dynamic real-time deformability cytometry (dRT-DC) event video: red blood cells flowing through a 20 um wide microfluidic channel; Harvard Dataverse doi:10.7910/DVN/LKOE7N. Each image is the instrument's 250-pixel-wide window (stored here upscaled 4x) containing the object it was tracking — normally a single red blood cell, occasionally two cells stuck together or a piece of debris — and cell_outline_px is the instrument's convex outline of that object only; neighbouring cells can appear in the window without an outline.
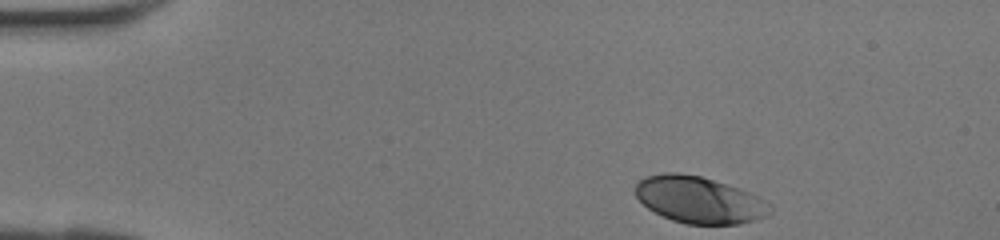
{"species": "human", "species_latin": "Homo sapiens", "temperature_condition": "room temperature", "stored_images_in_passage": 31, "camera_frame_rate_fps": 3000, "um_per_image_px": 0.085, "donor": {"sex": "female"}, "frame": {"image": 1, "passage_image": 1, "time_ms": 0.0, "image_size_px": [1000, 240], "cell_outline_px": [[772, 212], [756, 220], [740, 224], [688, 224], [672, 220], [648, 208], [636, 196], [636, 184], [644, 176], [664, 172], [680, 172], [700, 176], [740, 188], [772, 204]], "centroid_in_image_um": [59.45, 16.98], "position_along_channel_um": 25.6, "area_um2": 36.59}}
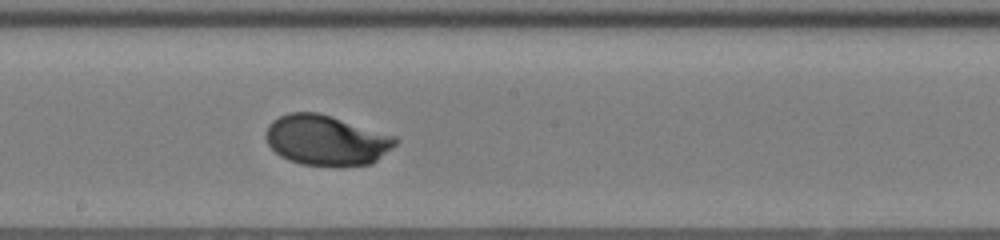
{"frame": {"image": 2, "passage_image": 18, "time_ms": 5.667, "image_size_px": [1000, 240], "cell_outline_px": [[400, 140], [396, 144], [372, 164], [340, 168], [300, 164], [288, 160], [280, 156], [268, 144], [264, 136], [264, 132], [268, 124], [272, 120], [288, 112], [316, 112], [332, 116], [396, 136]], "centroid_in_image_um": [27.73, 11.94], "position_along_channel_um": 220.5, "area_um2": 38.67}}
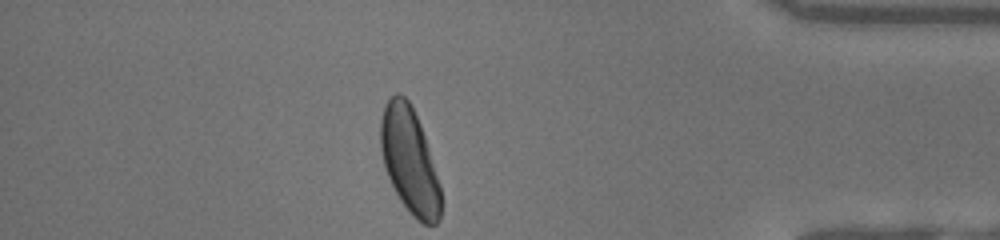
{"frame": {"image": 3, "passage_image": 31, "time_ms": 10.0, "image_size_px": [1000, 240], "cell_outline_px": [[440, 220], [436, 224], [424, 224], [412, 216], [400, 200], [388, 176], [384, 164], [380, 148], [380, 120], [384, 104], [396, 92], [400, 92], [408, 100], [420, 124], [440, 184]], "centroid_in_image_um": [34.79, 13.64], "position_along_channel_um": 400.4, "area_um2": 36.76}}